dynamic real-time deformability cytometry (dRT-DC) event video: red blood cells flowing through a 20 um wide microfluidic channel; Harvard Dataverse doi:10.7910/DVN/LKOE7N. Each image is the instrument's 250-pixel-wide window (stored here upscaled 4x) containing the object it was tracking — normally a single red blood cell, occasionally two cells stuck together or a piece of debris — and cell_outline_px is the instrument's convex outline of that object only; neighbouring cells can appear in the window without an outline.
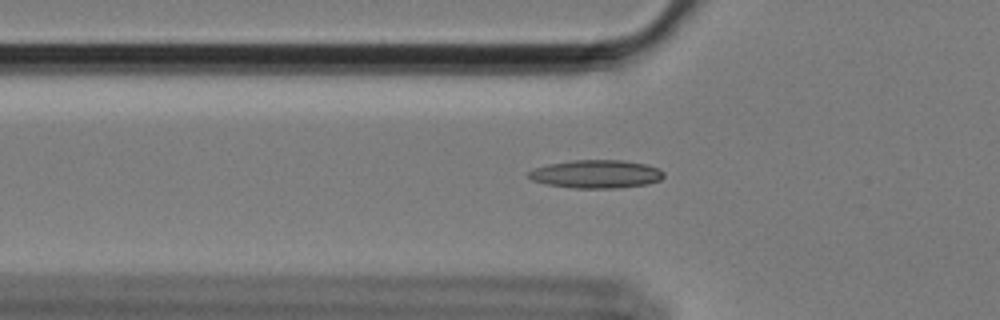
{"species": "Egyptian fruit bat (a non-hibernating species)", "species_latin": "Rousettus aegyptiacus", "temperature_condition": "cold", "stored_images_in_passage": 54, "camera_frame_rate_fps": 3000, "um_per_image_px": 0.085, "animal": {"sex": "female"}, "frame": {"image": 1, "passage_image": 15, "time_ms": 4.667, "image_size_px": [1000, 320], "cell_outline_px": [[664, 176], [660, 180], [648, 184], [616, 188], [572, 188], [548, 184], [532, 180], [528, 176], [528, 172], [536, 168], [548, 164], [572, 160], [620, 160], [644, 164], [660, 168], [664, 172]], "centroid_in_image_um": [50.7, 14.79], "position_along_channel_um": 75.1, "area_um2": 22.14}}
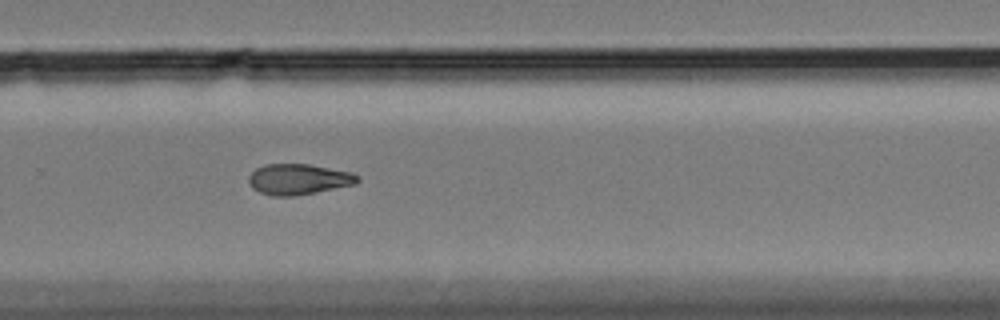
{"frame": {"image": 2, "passage_image": 35, "time_ms": 11.333, "image_size_px": [1000, 320], "cell_outline_px": [[360, 180], [356, 184], [316, 192], [292, 196], [272, 196], [260, 192], [252, 188], [248, 184], [248, 176], [256, 168], [264, 164], [308, 164], [352, 172], [360, 176]], "centroid_in_image_um": [25.37, 15.23], "position_along_channel_um": 304.4, "area_um2": 19.59}}
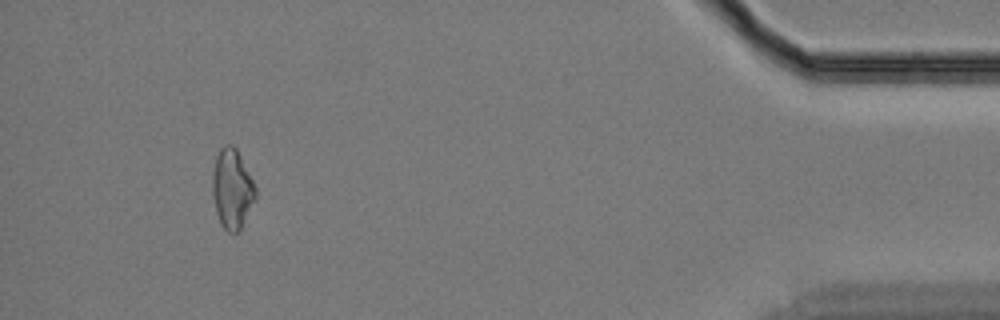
{"frame": {"image": 3, "passage_image": 50, "time_ms": 16.333, "image_size_px": [1000, 320], "cell_outline_px": [[256, 196], [240, 228], [236, 232], [228, 232], [220, 224], [216, 212], [212, 196], [212, 172], [216, 156], [220, 148], [224, 144], [232, 144], [236, 148], [256, 188]], "centroid_in_image_um": [19.69, 16.02], "position_along_channel_um": 415.5, "area_um2": 19.77}}